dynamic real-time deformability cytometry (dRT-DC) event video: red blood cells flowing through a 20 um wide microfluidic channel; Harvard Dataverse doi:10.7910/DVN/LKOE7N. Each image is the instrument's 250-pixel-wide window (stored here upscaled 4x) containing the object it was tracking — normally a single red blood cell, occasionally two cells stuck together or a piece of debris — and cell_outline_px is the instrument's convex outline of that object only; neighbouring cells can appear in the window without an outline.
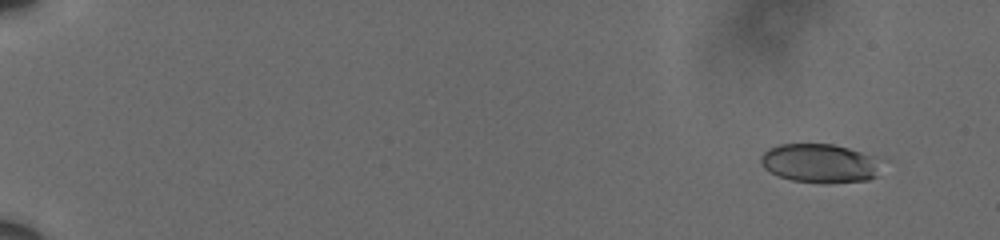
{"species": "human", "species_latin": "Homo sapiens", "temperature_condition": "cold", "stored_images_in_passage": 10, "camera_frame_rate_fps": 3000, "um_per_image_px": 0.085, "donor": {"sex": "male"}, "frame": {"image": 1, "passage_image": 1, "time_ms": 0.0, "image_size_px": [1000, 240], "cell_outline_px": [[876, 176], [868, 180], [824, 184], [792, 180], [780, 176], [764, 168], [760, 160], [760, 156], [768, 148], [780, 144], [832, 144], [848, 148], [860, 152], [868, 156]], "centroid_in_image_um": [69.51, 13.88], "position_along_channel_um": 15.5, "area_um2": 26.36}}
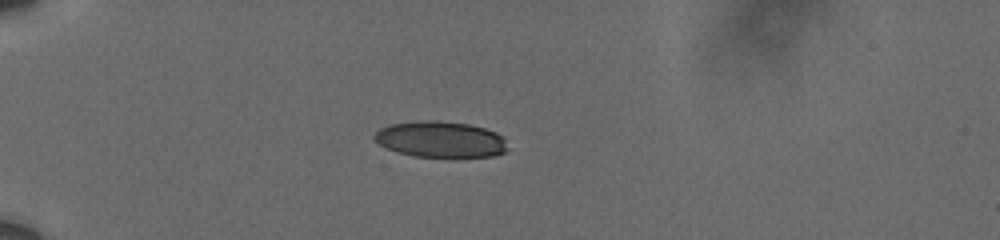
{"frame": {"image": 2, "passage_image": 7, "time_ms": 2.0, "image_size_px": [1000, 240], "cell_outline_px": [[504, 152], [492, 156], [412, 156], [396, 152], [380, 144], [372, 136], [380, 128], [392, 124], [424, 120], [436, 120], [468, 124], [484, 128], [496, 132], [504, 136]], "centroid_in_image_um": [37.41, 11.83], "position_along_channel_um": 47.6, "area_um2": 27.57}}
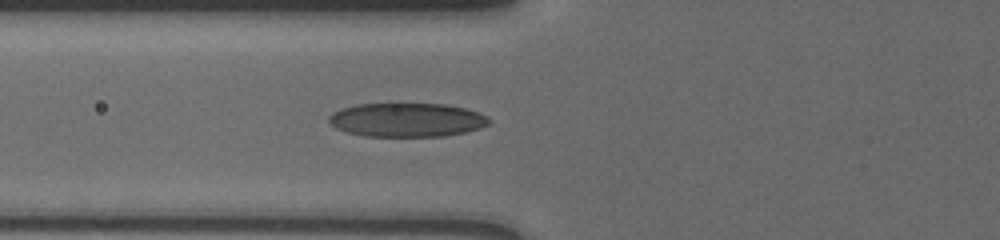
{"frame": {"image": 3, "passage_image": 10, "time_ms": 3.0, "image_size_px": [1000, 240], "cell_outline_px": [[492, 120], [488, 124], [480, 128], [464, 132], [444, 136], [364, 136], [348, 132], [336, 128], [328, 120], [328, 116], [332, 112], [356, 104], [444, 104], [464, 108], [488, 116]], "centroid_in_image_um": [34.58, 10.19], "position_along_channel_um": 91.2, "area_um2": 31.44}}